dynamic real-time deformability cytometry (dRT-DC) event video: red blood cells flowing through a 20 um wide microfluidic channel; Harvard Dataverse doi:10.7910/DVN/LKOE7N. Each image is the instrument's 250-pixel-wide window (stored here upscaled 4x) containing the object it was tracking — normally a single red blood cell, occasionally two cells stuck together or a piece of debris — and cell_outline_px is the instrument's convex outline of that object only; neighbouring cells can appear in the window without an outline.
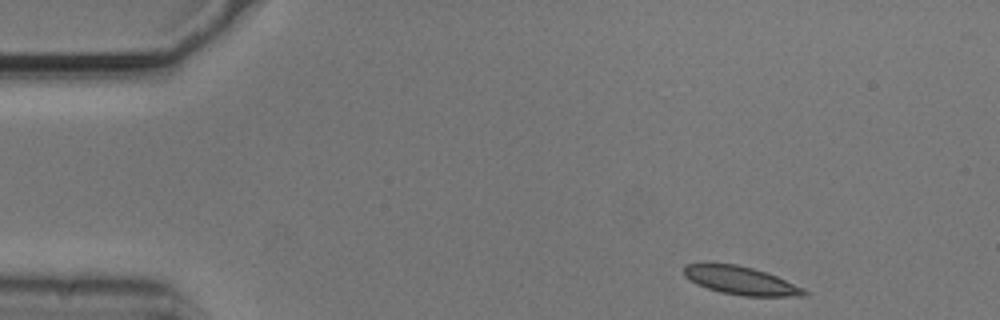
{"species": "common noctule bat (a hibernating species)", "species_latin": "Nyctalus noctula", "temperature_condition": "cold", "stored_images_in_passage": 14, "camera_frame_rate_fps": 3000, "um_per_image_px": 0.085, "animal": {"sex": "male", "body_mass_g": 20.5, "forearm_length_mm": 52.5}, "frame": {"image": 1, "passage_image": 1, "time_ms": 0.0, "image_size_px": [1000, 320], "cell_outline_px": [[808, 296], [744, 296], [720, 292], [696, 284], [684, 276], [684, 264], [708, 260], [736, 264], [752, 268], [776, 276], [804, 288], [808, 292]], "centroid_in_image_um": [62.88, 23.8], "position_along_channel_um": 22.1, "area_um2": 20.29}}
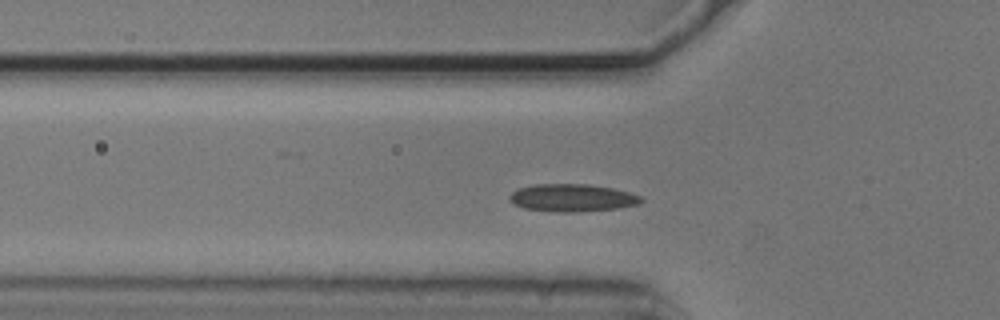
{"frame": {"image": 2, "passage_image": 12, "time_ms": 3.667, "image_size_px": [1000, 320], "cell_outline_px": [[644, 200], [640, 204], [620, 208], [580, 212], [556, 212], [524, 208], [512, 204], [508, 200], [508, 196], [516, 188], [532, 184], [592, 184], [616, 188], [640, 196]], "centroid_in_image_um": [48.62, 16.81], "position_along_channel_um": 77.2, "area_um2": 21.68}}